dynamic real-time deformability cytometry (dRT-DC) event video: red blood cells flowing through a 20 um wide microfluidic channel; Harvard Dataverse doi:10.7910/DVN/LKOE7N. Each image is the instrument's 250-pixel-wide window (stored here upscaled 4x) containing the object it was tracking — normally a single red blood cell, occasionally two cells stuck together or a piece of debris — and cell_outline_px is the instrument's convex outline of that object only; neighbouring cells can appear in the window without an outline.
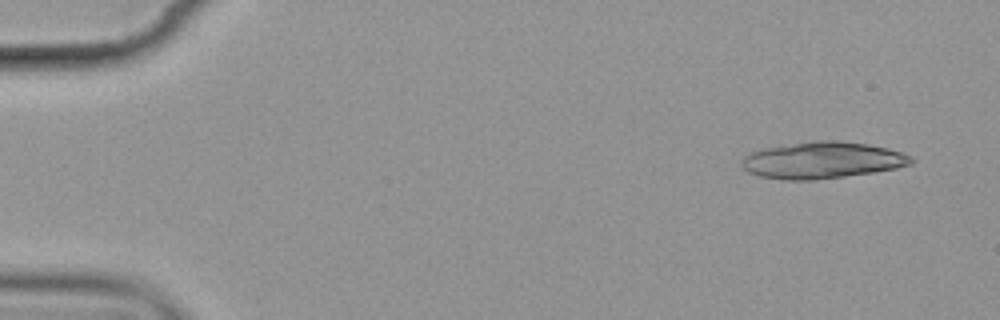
{"species": "common noctule bat (a hibernating species)", "species_latin": "Nyctalus noctula", "temperature_condition": "cold", "stored_images_in_passage": 3, "camera_frame_rate_fps": 3000, "um_per_image_px": 0.085, "animal": {"sex": "female", "body_mass_g": 19.9}, "frame": {"image": 1, "passage_image": 1, "time_ms": 0.0, "image_size_px": [1000, 320], "cell_outline_px": [[916, 160], [912, 164], [896, 168], [872, 172], [816, 180], [780, 180], [760, 176], [748, 172], [740, 164], [740, 160], [744, 156], [752, 152], [764, 148], [816, 140], [836, 140], [868, 144], [888, 148], [912, 156]], "centroid_in_image_um": [69.89, 13.62], "position_along_channel_um": 15.1, "area_um2": 36.24}}